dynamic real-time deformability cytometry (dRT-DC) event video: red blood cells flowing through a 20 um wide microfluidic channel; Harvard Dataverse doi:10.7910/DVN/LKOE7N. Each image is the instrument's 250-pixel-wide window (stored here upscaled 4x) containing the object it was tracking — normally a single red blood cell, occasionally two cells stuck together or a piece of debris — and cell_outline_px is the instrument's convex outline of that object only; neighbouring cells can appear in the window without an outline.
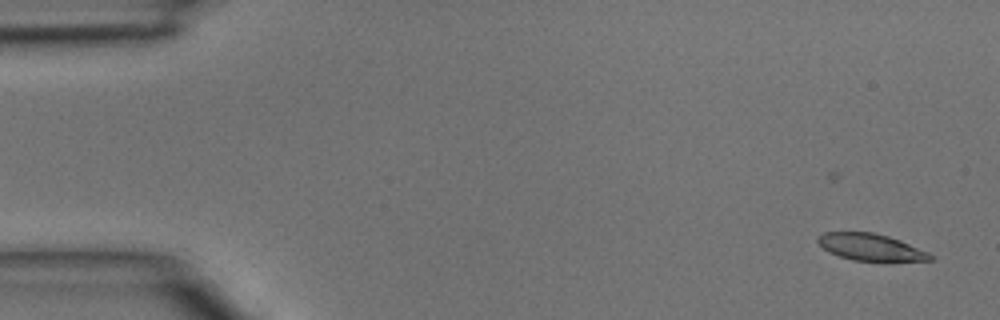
{"species": "common noctule bat (a hibernating species)", "species_latin": "Nyctalus noctula", "temperature_condition": "room temperature", "stored_images_in_passage": 3, "camera_frame_rate_fps": 3000, "um_per_image_px": 0.085, "animal": {"sex": "male", "body_mass_g": 15.6}, "frame": {"image": 1, "passage_image": 1, "time_ms": 0.0, "image_size_px": [1000, 320], "cell_outline_px": [[936, 260], [888, 264], [852, 260], [828, 252], [816, 240], [816, 236], [824, 232], [872, 232], [888, 236], [900, 240], [928, 252], [936, 256]], "centroid_in_image_um": [74.12, 21.07], "position_along_channel_um": 10.9, "area_um2": 18.61}}
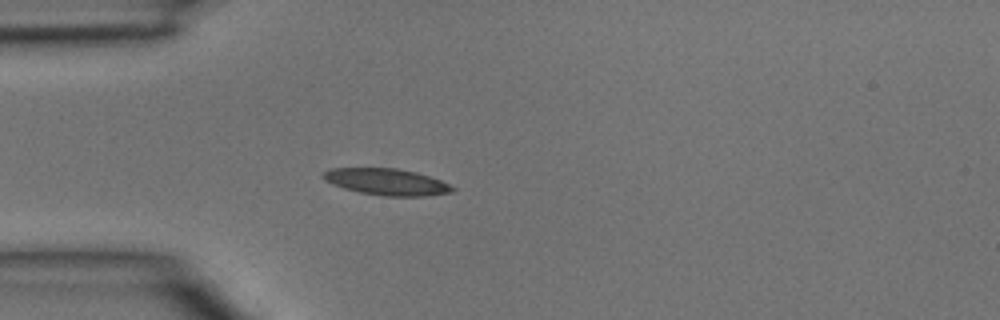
{"frame": {"image": 2, "passage_image": 3, "time_ms": 0.667, "image_size_px": [1000, 320], "cell_outline_px": [[456, 188], [452, 192], [424, 196], [384, 196], [360, 192], [344, 188], [332, 184], [324, 180], [320, 176], [328, 168], [396, 168], [416, 172], [440, 180]], "centroid_in_image_um": [32.83, 15.45], "position_along_channel_um": 52.2, "area_um2": 19.94}}